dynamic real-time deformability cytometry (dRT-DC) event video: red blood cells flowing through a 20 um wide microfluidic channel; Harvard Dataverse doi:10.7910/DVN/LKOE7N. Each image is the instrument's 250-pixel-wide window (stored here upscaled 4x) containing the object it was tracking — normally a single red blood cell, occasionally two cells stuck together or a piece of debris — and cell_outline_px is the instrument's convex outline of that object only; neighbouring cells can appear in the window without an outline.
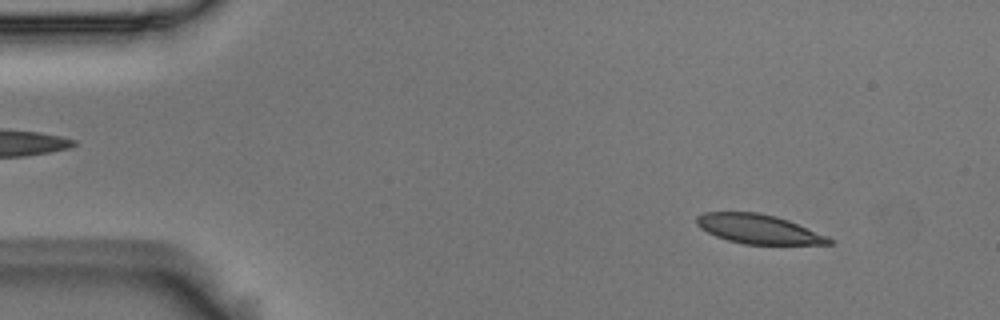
{"species": "Egyptian fruit bat (a non-hibernating species)", "species_latin": "Rousettus aegyptiacus", "temperature_condition": "room temperature", "stored_images_in_passage": 3, "camera_frame_rate_fps": 3000, "um_per_image_px": 0.085, "animal": {"sex": "male"}, "frame": {"image": 1, "passage_image": 1, "time_ms": 0.0, "image_size_px": [1000, 320], "cell_outline_px": [[836, 240], [832, 244], [744, 244], [728, 240], [716, 236], [700, 228], [696, 224], [696, 216], [704, 212], [756, 212], [776, 216], [788, 220], [828, 236]], "centroid_in_image_um": [64.48, 19.47], "position_along_channel_um": 20.5, "area_um2": 22.6}}
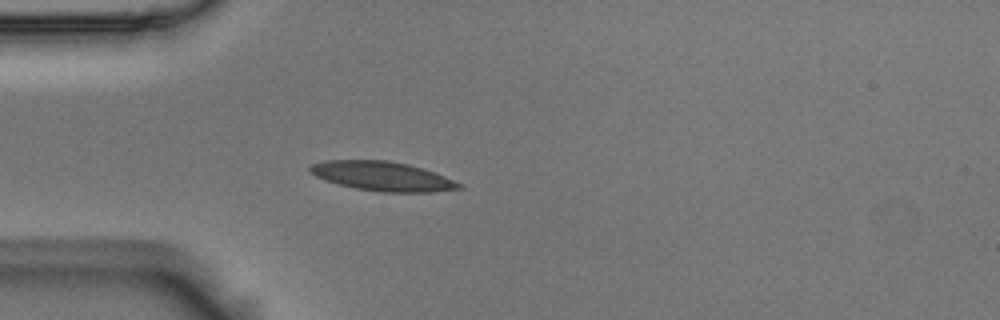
{"frame": {"image": 2, "passage_image": 3, "time_ms": 0.667, "image_size_px": [1000, 320], "cell_outline_px": [[464, 188], [432, 192], [380, 192], [356, 188], [336, 184], [324, 180], [308, 172], [308, 168], [312, 164], [324, 160], [388, 160], [408, 164], [436, 172], [464, 184]], "centroid_in_image_um": [32.52, 14.98], "position_along_channel_um": 52.5, "area_um2": 25.78}}